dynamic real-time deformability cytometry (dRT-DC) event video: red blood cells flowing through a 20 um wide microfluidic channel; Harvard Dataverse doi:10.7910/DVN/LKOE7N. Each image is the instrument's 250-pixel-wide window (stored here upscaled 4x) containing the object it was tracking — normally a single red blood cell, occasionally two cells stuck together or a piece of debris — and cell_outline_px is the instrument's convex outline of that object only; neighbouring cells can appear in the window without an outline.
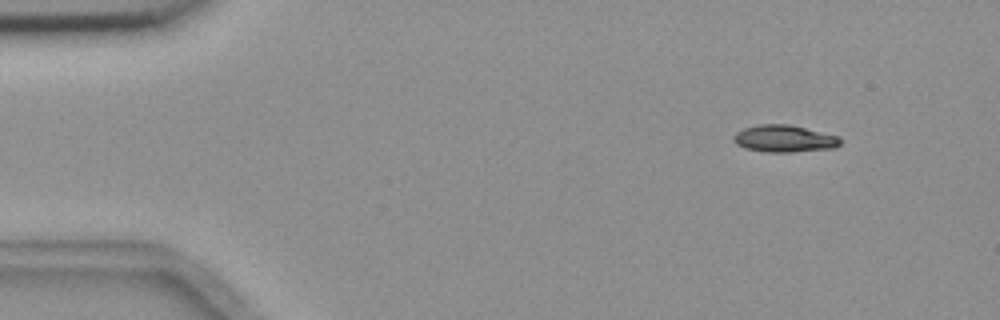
{"species": "common noctule bat (a hibernating species)", "species_latin": "Nyctalus noctula", "temperature_condition": "room temperature", "stored_images_in_passage": 4, "camera_frame_rate_fps": 3000, "um_per_image_px": 0.085, "animal": {"sex": "female", "body_mass_g": 18.4}, "frame": {"image": 1, "passage_image": 1, "time_ms": 0.0, "image_size_px": [1000, 320], "cell_outline_px": [[840, 144], [836, 148], [792, 152], [764, 152], [744, 148], [736, 144], [732, 140], [732, 136], [736, 132], [744, 128], [756, 124], [788, 124], [840, 136]], "centroid_in_image_um": [66.64, 11.79], "position_along_channel_um": 18.4, "area_um2": 17.05}}
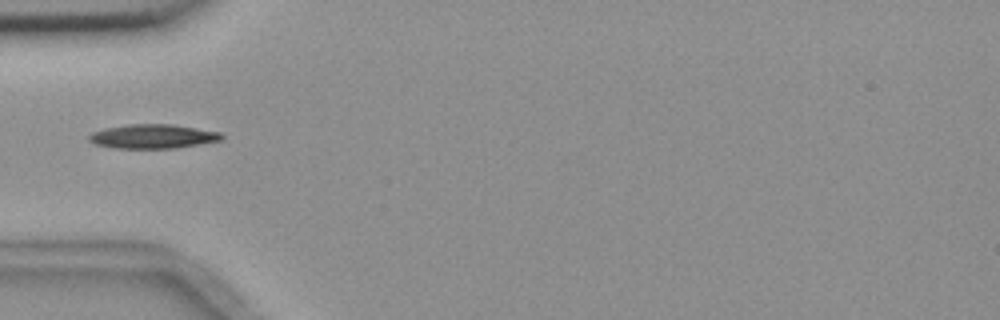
{"frame": {"image": 2, "passage_image": 4, "time_ms": 4.0, "image_size_px": [1000, 320], "cell_outline_px": [[224, 136], [220, 140], [176, 148], [112, 148], [96, 144], [88, 140], [88, 136], [92, 132], [104, 128], [128, 124], [172, 124], [220, 132]], "centroid_in_image_um": [12.95, 11.59], "position_along_channel_um": 72.0, "area_um2": 18.61}}